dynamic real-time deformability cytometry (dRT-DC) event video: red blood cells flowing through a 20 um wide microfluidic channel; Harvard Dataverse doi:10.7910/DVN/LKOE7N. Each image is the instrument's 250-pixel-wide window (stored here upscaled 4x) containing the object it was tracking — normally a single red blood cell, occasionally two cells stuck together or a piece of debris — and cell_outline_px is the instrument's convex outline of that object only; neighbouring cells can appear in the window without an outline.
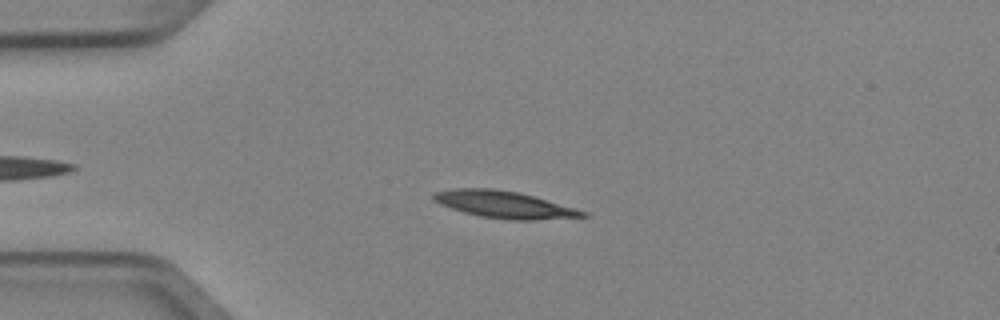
{"species": "Egyptian fruit bat (a non-hibernating species)", "species_latin": "Rousettus aegyptiacus", "temperature_condition": "cold", "stored_images_in_passage": 3, "camera_frame_rate_fps": 3000, "um_per_image_px": 0.085, "animal": {"sex": "female"}, "frame": {"image": 1, "passage_image": 3, "time_ms": 0.667, "image_size_px": [1000, 320], "cell_outline_px": [[588, 216], [536, 220], [512, 220], [480, 216], [464, 212], [440, 204], [432, 200], [432, 192], [452, 188], [492, 188], [520, 192], [576, 208], [588, 212]], "centroid_in_image_um": [42.84, 17.37], "position_along_channel_um": 42.2, "area_um2": 23.58}}